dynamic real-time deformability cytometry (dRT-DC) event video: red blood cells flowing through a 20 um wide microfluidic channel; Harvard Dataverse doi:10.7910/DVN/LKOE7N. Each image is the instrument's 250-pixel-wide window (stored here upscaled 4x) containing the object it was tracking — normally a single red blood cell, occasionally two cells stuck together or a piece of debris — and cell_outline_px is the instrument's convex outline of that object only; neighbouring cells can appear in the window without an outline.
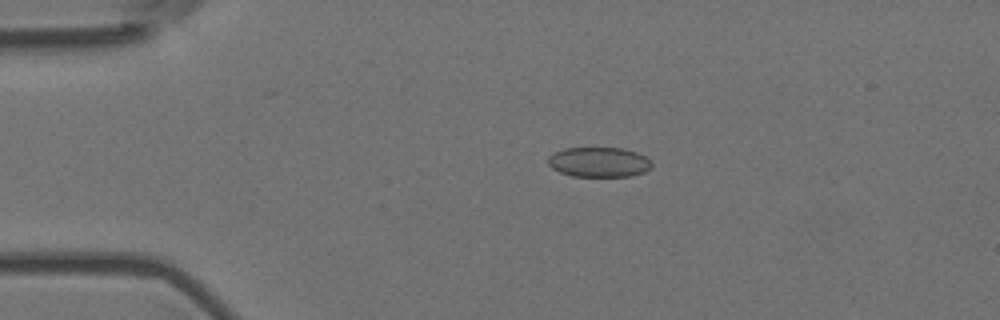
{"species": "Egyptian fruit bat (a non-hibernating species)", "species_latin": "Rousettus aegyptiacus", "temperature_condition": "room temperature", "stored_images_in_passage": 20, "camera_frame_rate_fps": 3000, "um_per_image_px": 0.085, "animal": {"sex": "female"}, "frame": {"image": 1, "passage_image": 11, "time_ms": 3.333, "image_size_px": [1000, 320], "cell_outline_px": [[652, 164], [644, 172], [632, 176], [572, 176], [560, 172], [552, 168], [548, 164], [548, 156], [564, 148], [624, 148], [636, 152], [644, 156]], "centroid_in_image_um": [50.88, 13.78], "position_along_channel_um": 34.1, "area_um2": 17.92}}
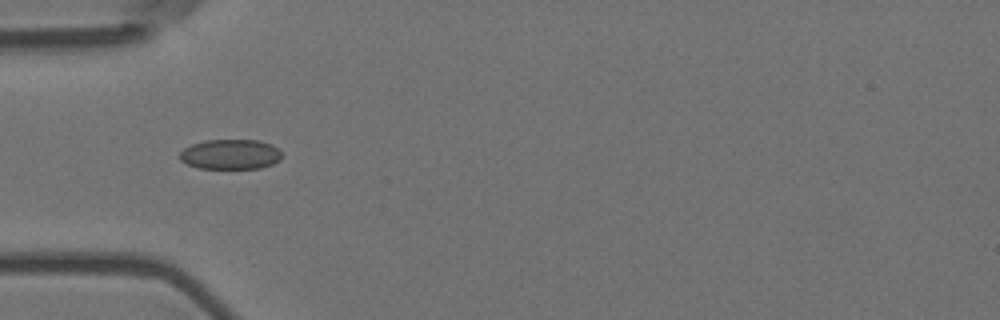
{"frame": {"image": 2, "passage_image": 17, "time_ms": 5.333, "image_size_px": [1000, 320], "cell_outline_px": [[280, 160], [272, 164], [260, 168], [196, 168], [180, 160], [180, 152], [184, 148], [192, 144], [204, 140], [256, 140], [272, 144], [280, 152]], "centroid_in_image_um": [19.56, 13.11], "position_along_channel_um": 65.4, "area_um2": 17.74}}